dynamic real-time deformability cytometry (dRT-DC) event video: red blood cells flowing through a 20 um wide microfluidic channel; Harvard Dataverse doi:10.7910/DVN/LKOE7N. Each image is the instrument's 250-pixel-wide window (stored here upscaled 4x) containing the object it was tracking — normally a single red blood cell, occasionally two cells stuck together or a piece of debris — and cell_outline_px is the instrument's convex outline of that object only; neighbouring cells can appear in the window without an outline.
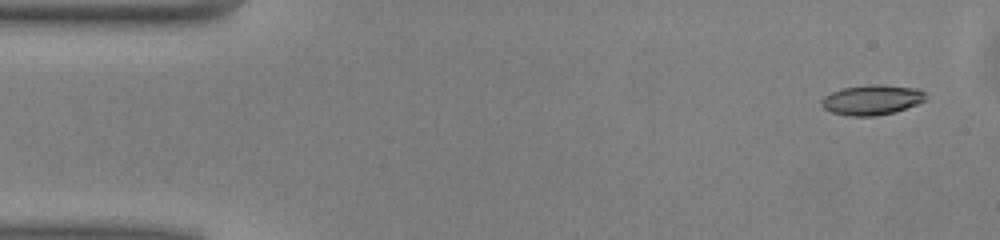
{"species": "common noctule bat (a hibernating species)", "species_latin": "Nyctalus noctula", "temperature_condition": "warm", "stored_images_in_passage": 11, "camera_frame_rate_fps": 3000, "um_per_image_px": 0.085, "animal": {"sex": "male", "body_mass_g": 13.0, "forearm_length_mm": 53.1}, "frame": {"image": 1, "passage_image": 1, "time_ms": 0.0, "image_size_px": [1000, 240], "cell_outline_px": [[924, 100], [916, 104], [896, 112], [876, 116], [848, 116], [832, 112], [824, 108], [820, 104], [820, 100], [824, 96], [832, 92], [844, 88], [864, 84], [880, 84], [916, 88], [924, 92]], "centroid_in_image_um": [74.07, 8.49], "position_along_channel_um": 10.9, "area_um2": 18.26}}